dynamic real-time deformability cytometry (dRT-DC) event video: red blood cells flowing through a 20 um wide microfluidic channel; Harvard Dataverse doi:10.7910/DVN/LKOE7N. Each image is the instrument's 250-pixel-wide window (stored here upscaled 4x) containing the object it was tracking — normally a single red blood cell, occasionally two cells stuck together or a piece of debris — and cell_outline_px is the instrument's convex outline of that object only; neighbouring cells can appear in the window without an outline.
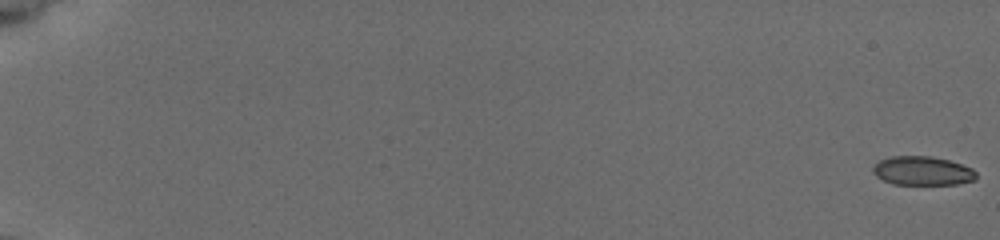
{"species": "common noctule bat (a hibernating species)", "species_latin": "Nyctalus noctula", "temperature_condition": "cold", "stored_images_in_passage": 58, "camera_frame_rate_fps": 3000, "um_per_image_px": 0.085, "animal": {"sex": "female", "body_mass_g": 19.5, "forearm_length_mm": 54.1}, "frame": {"image": 1, "passage_image": 1, "time_ms": 0.0, "image_size_px": [1000, 240], "cell_outline_px": [[976, 180], [956, 184], [892, 184], [876, 176], [872, 172], [872, 168], [880, 160], [892, 156], [932, 156], [948, 160], [972, 168], [976, 172]], "centroid_in_image_um": [78.41, 14.52], "position_along_channel_um": 6.6, "area_um2": 17.34}}
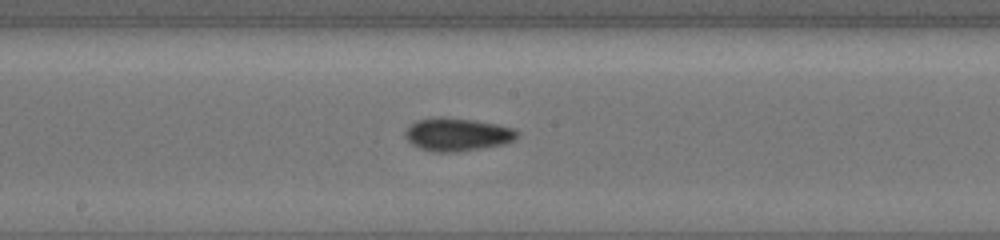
{"frame": {"image": 2, "passage_image": 34, "time_ms": 11.0, "image_size_px": [1000, 240], "cell_outline_px": [[520, 136], [516, 140], [504, 144], [456, 152], [432, 152], [420, 148], [412, 144], [404, 136], [404, 132], [416, 120], [440, 116], [472, 120], [496, 124], [516, 128], [520, 132]], "centroid_in_image_um": [38.91, 11.43], "position_along_channel_um": 209.3, "area_um2": 21.73}}
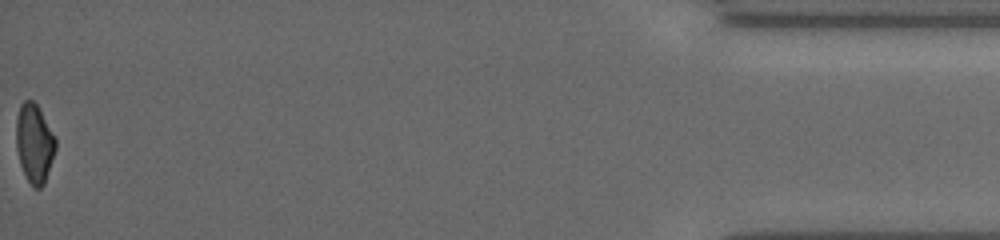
{"frame": {"image": 3, "passage_image": 58, "time_ms": 19.0, "image_size_px": [1000, 240], "cell_outline_px": [[56, 148], [44, 184], [40, 188], [32, 188], [20, 164], [16, 148], [16, 120], [20, 104], [24, 100], [32, 100], [36, 104], [56, 136]], "centroid_in_image_um": [2.92, 12.18], "position_along_channel_um": 432.3, "area_um2": 18.15}, "authors_computed_cell_mechanics": {"area_um2": 19.2474, "velocity_mm_per_s": 3.7837, "shape_relaxation_time_tau1_ms": 5.5855, "shape_relaxation_time_tau2_ms": 2.1899, "deformation_change_tau1": 0.1267, "deformation_change_tau2": 0.0652}}